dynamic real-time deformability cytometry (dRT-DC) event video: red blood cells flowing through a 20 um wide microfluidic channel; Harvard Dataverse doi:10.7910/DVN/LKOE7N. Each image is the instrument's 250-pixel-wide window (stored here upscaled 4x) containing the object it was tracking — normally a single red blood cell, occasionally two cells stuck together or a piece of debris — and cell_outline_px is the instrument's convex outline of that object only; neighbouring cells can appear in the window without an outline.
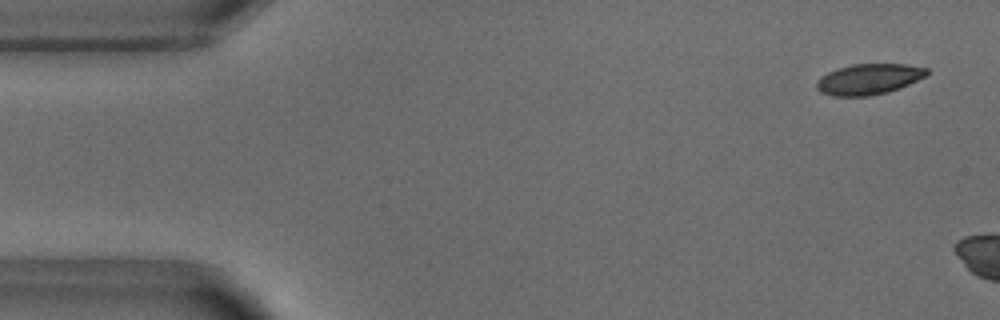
{"species": "common noctule bat (a hibernating species)", "species_latin": "Nyctalus noctula", "temperature_condition": "warm", "stored_images_in_passage": 7, "camera_frame_rate_fps": 3000, "um_per_image_px": 0.085, "animal": {"sex": "male", "body_mass_g": 18.8}, "frame": {"image": 1, "passage_image": 3, "time_ms": 0.667, "image_size_px": [1000, 320], "cell_outline_px": [[928, 76], [900, 88], [888, 92], [868, 96], [832, 96], [820, 92], [816, 88], [816, 80], [820, 76], [836, 68], [852, 64], [908, 64], [928, 68]], "centroid_in_image_um": [73.85, 6.72], "position_along_channel_um": 11.2, "area_um2": 20.06}}